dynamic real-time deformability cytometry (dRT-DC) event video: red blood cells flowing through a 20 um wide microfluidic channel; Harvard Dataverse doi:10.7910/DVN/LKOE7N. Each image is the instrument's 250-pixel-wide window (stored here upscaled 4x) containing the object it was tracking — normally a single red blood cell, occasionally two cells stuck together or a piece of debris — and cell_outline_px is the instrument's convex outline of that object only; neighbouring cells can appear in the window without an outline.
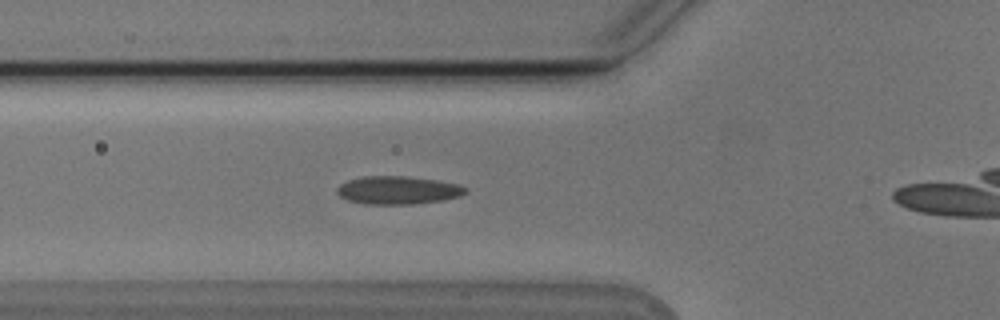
{"species": "Egyptian fruit bat (a non-hibernating species)", "species_latin": "Rousettus aegyptiacus", "temperature_condition": "cold", "stored_images_in_passage": 39, "camera_frame_rate_fps": 3000, "um_per_image_px": 0.085, "animal": {"sex": "male"}, "frame": {"image": 1, "passage_image": 14, "time_ms": 4.333, "image_size_px": [1000, 320], "cell_outline_px": [[468, 192], [460, 196], [444, 200], [412, 204], [364, 204], [348, 200], [340, 196], [336, 192], [336, 188], [340, 184], [348, 180], [364, 176], [408, 176], [436, 180], [460, 184], [468, 188]], "centroid_in_image_um": [33.85, 16.16], "position_along_channel_um": 92.0, "area_um2": 21.21}}
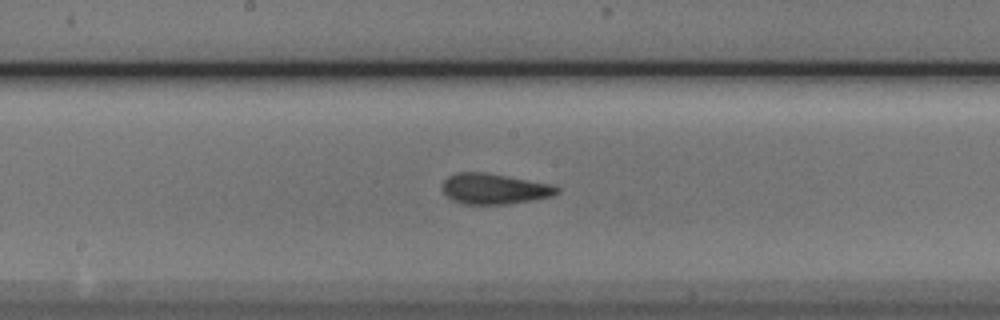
{"frame": {"image": 2, "passage_image": 23, "time_ms": 7.333, "image_size_px": [1000, 320], "cell_outline_px": [[560, 192], [552, 196], [532, 200], [508, 204], [460, 204], [452, 200], [444, 192], [444, 180], [448, 176], [456, 172], [484, 172], [552, 184], [560, 188]], "centroid_in_image_um": [42.03, 16.05], "position_along_channel_um": 206.2, "area_um2": 20.4}}
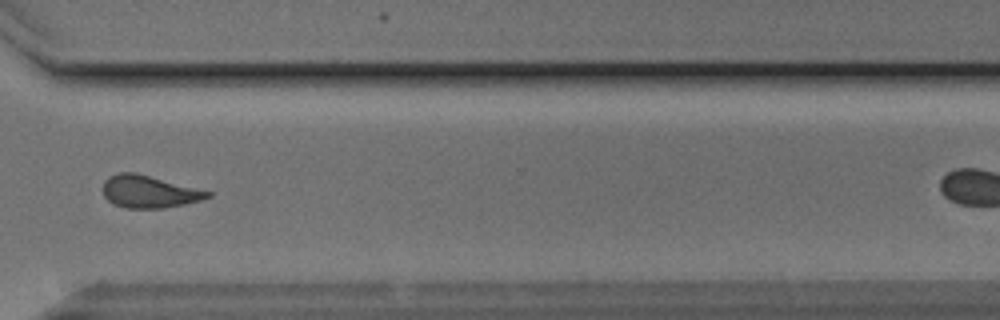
{"frame": {"image": 3, "passage_image": 35, "time_ms": 11.333, "image_size_px": [1000, 320], "cell_outline_px": [[212, 196], [204, 200], [164, 208], [124, 208], [112, 204], [104, 196], [104, 180], [108, 176], [120, 172], [136, 172], [212, 192]], "centroid_in_image_um": [12.68, 16.29], "position_along_channel_um": 357.9, "area_um2": 19.88}}